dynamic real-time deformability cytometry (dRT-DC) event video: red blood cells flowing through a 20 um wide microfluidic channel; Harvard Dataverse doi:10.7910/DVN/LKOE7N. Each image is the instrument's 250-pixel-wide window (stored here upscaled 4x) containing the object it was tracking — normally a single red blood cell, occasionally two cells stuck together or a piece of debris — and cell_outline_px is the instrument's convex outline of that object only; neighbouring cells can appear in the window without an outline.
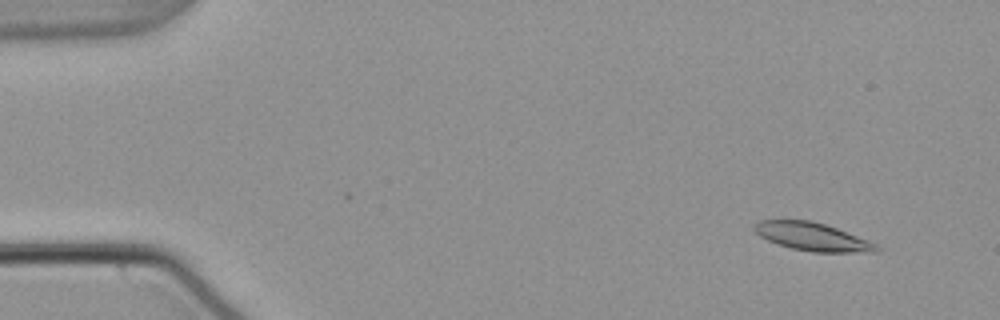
{"species": "common noctule bat (a hibernating species)", "species_latin": "Nyctalus noctula", "temperature_condition": "warm", "stored_images_in_passage": 55, "camera_frame_rate_fps": 3000, "um_per_image_px": 0.085, "animal": {"sex": "male", "body_mass_g": 21.5, "forearm_length_mm": 52.0}, "frame": {"image": 1, "passage_image": 5, "time_ms": 1.333, "image_size_px": [1000, 320], "cell_outline_px": [[880, 248], [876, 252], [812, 252], [792, 248], [768, 240], [760, 236], [752, 228], [752, 224], [760, 220], [812, 220], [836, 228], [868, 240], [876, 244]], "centroid_in_image_um": [69.03, 20.11], "position_along_channel_um": 16.0, "area_um2": 19.83}}
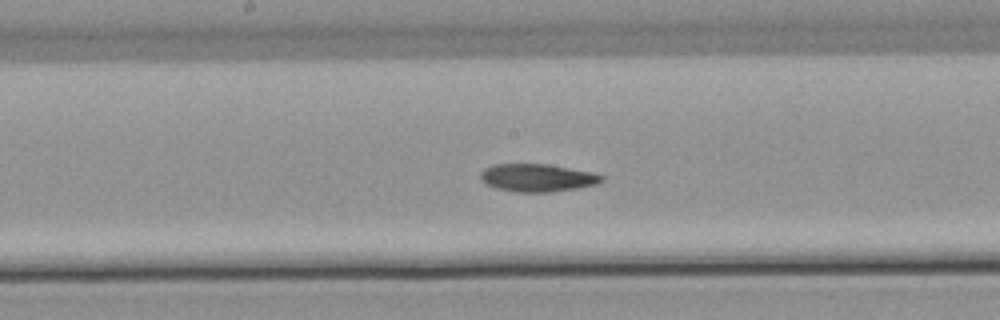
{"frame": {"image": 2, "passage_image": 29, "time_ms": 9.333, "image_size_px": [1000, 320], "cell_outline_px": [[604, 180], [596, 184], [576, 188], [552, 192], [516, 192], [496, 188], [484, 184], [480, 180], [480, 172], [484, 168], [492, 164], [548, 164], [592, 172], [604, 176]], "centroid_in_image_um": [45.63, 15.11], "position_along_channel_um": 202.6, "area_um2": 19.77}}
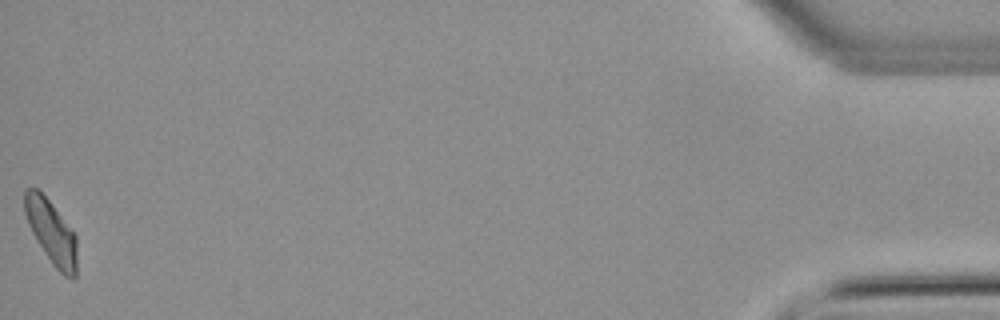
{"frame": {"image": 3, "passage_image": 55, "time_ms": 18.0, "image_size_px": [1000, 320], "cell_outline_px": [[76, 276], [72, 280], [64, 276], [52, 264], [44, 252], [32, 232], [28, 224], [24, 212], [24, 192], [28, 188], [36, 188], [48, 200], [76, 236]], "centroid_in_image_um": [4.35, 19.76], "position_along_channel_um": 430.8, "area_um2": 19.02}, "authors_computed_cell_mechanics": {"area_um2": 19.8254, "velocity_mm_per_s": 3.7735, "shape_relaxation_time_tau1_ms": 6.3585, "shape_relaxation_time_tau2_ms": 5.9742, "deformation_change_tau1": 0.1541, "deformation_change_tau2": 0.1144}}